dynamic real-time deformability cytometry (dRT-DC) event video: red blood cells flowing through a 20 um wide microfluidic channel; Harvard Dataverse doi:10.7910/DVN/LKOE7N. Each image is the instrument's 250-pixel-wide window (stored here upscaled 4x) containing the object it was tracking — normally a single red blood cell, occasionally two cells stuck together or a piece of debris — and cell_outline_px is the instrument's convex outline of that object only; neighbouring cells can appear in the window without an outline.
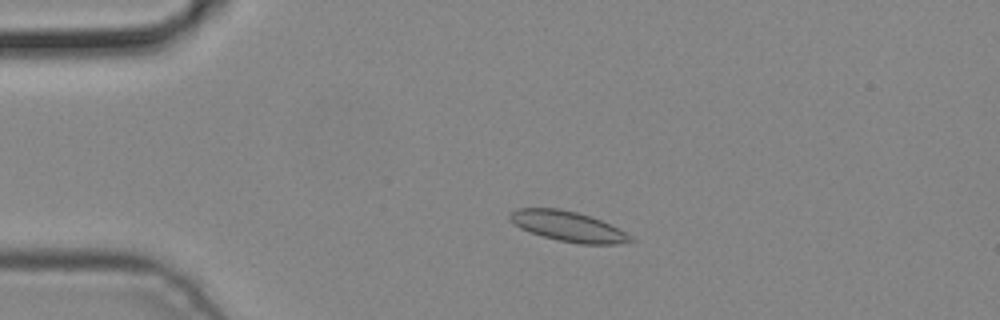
{"species": "common noctule bat (a hibernating species)", "species_latin": "Nyctalus noctula", "temperature_condition": "cold", "stored_images_in_passage": 4, "camera_frame_rate_fps": 3000, "um_per_image_px": 0.085, "animal": {"sex": "male", "body_mass_g": 19.2, "forearm_length_mm": 51.8}, "frame": {"image": 1, "passage_image": 3, "time_ms": 0.667, "image_size_px": [1000, 320], "cell_outline_px": [[636, 240], [616, 244], [580, 244], [556, 240], [520, 228], [508, 216], [516, 208], [556, 208], [576, 212], [600, 220], [624, 232]], "centroid_in_image_um": [48.27, 19.24], "position_along_channel_um": 36.7, "area_um2": 20.69}}